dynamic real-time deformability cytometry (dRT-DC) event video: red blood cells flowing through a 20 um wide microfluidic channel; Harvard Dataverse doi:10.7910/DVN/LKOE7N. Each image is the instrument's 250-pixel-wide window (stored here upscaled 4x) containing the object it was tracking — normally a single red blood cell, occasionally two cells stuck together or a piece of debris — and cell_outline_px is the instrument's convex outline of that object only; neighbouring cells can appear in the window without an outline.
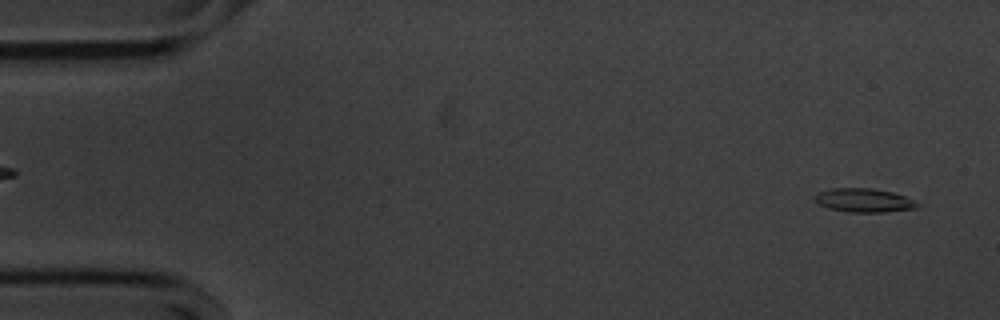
{"species": "common noctule bat (a hibernating species)", "species_latin": "Nyctalus noctula", "temperature_condition": "cold", "stored_images_in_passage": 54, "camera_frame_rate_fps": 3000, "um_per_image_px": 0.085, "animal": {"sex": "male", "body_mass_g": 20.1, "forearm_length_mm": 53.5}, "frame": {"image": 1, "passage_image": 2, "time_ms": 0.333, "image_size_px": [1000, 320], "cell_outline_px": [[924, 204], [920, 208], [884, 212], [848, 212], [828, 208], [820, 204], [816, 200], [816, 192], [828, 188], [872, 188], [892, 192], [904, 196]], "centroid_in_image_um": [73.5, 17.03], "position_along_channel_um": 11.5, "area_um2": 14.39}}
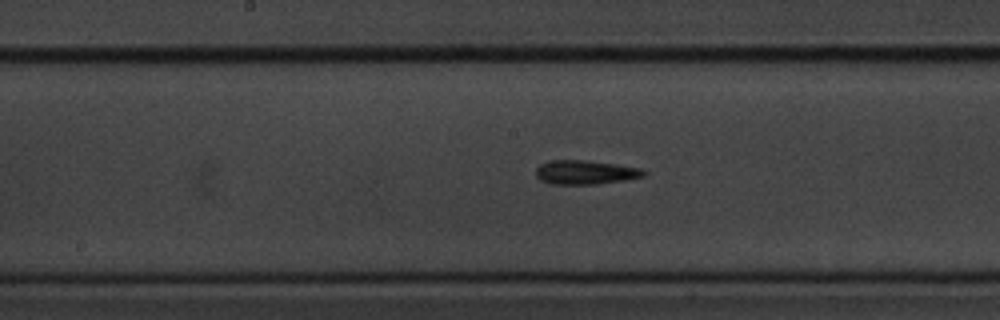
{"frame": {"image": 2, "passage_image": 27, "time_ms": 8.667, "image_size_px": [1000, 320], "cell_outline_px": [[648, 172], [644, 176], [624, 180], [596, 184], [552, 184], [540, 180], [536, 176], [536, 168], [540, 164], [552, 160], [584, 160], [616, 164], [640, 168]], "centroid_in_image_um": [49.75, 14.64], "position_along_channel_um": 198.5, "area_um2": 15.09}}
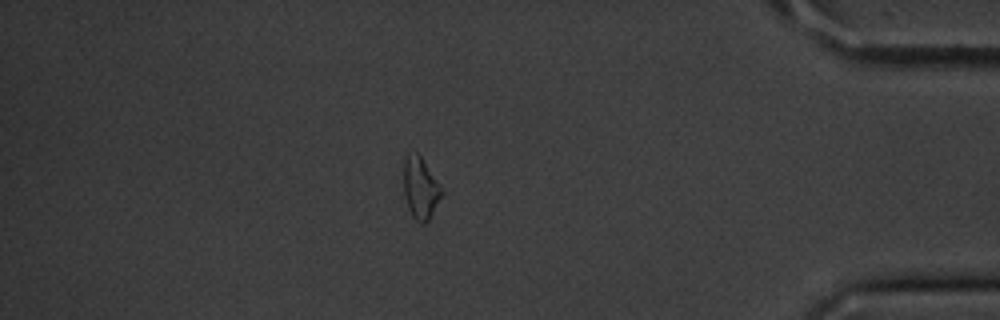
{"frame": {"image": 3, "passage_image": 47, "time_ms": 15.333, "image_size_px": [1000, 320], "cell_outline_px": [[444, 192], [428, 220], [424, 224], [420, 224], [412, 216], [408, 208], [404, 196], [404, 156], [416, 152], [420, 156]], "centroid_in_image_um": [35.72, 16.02], "position_along_channel_um": 399.5, "area_um2": 13.41}, "authors_computed_cell_mechanics": {"area_um2": 14.4211, "velocity_mm_per_s": 3.5917, "shape_relaxation_time_tau1_ms": 5.1507, "shape_relaxation_time_tau2_ms": 8.5838, "deformation_change_tau1": 0.1286, "deformation_change_tau2": 0.2158}}